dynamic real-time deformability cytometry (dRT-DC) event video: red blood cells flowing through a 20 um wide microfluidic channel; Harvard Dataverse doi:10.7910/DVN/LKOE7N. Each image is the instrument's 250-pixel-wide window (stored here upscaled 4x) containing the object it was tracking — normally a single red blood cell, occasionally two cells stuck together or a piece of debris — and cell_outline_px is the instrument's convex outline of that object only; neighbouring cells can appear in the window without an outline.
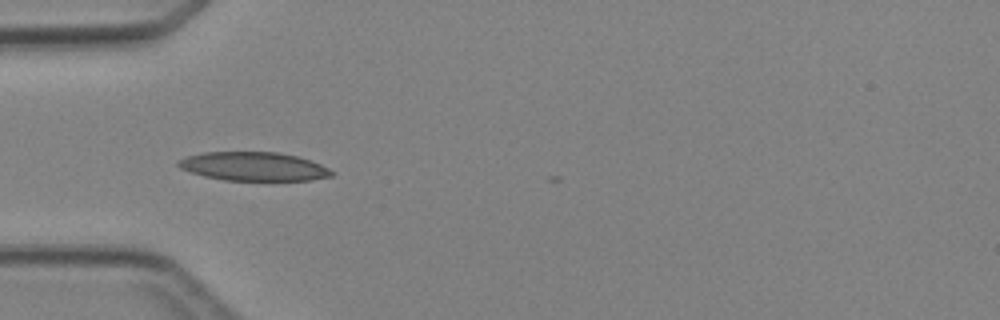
{"species": "Egyptian fruit bat (a non-hibernating species)", "species_latin": "Rousettus aegyptiacus", "temperature_condition": "cold", "stored_images_in_passage": 1, "camera_frame_rate_fps": 3000, "um_per_image_px": 0.085, "animal": {"sex": "female"}, "frame": {"image": 1, "passage_image": 1, "time_ms": 0.0, "image_size_px": [1000, 320], "cell_outline_px": [[336, 172], [332, 176], [312, 180], [224, 180], [204, 176], [180, 168], [176, 164], [176, 160], [188, 156], [204, 152], [280, 152], [296, 156], [320, 164]], "centroid_in_image_um": [21.56, 14.14], "position_along_channel_um": 63.4, "area_um2": 25.61}}